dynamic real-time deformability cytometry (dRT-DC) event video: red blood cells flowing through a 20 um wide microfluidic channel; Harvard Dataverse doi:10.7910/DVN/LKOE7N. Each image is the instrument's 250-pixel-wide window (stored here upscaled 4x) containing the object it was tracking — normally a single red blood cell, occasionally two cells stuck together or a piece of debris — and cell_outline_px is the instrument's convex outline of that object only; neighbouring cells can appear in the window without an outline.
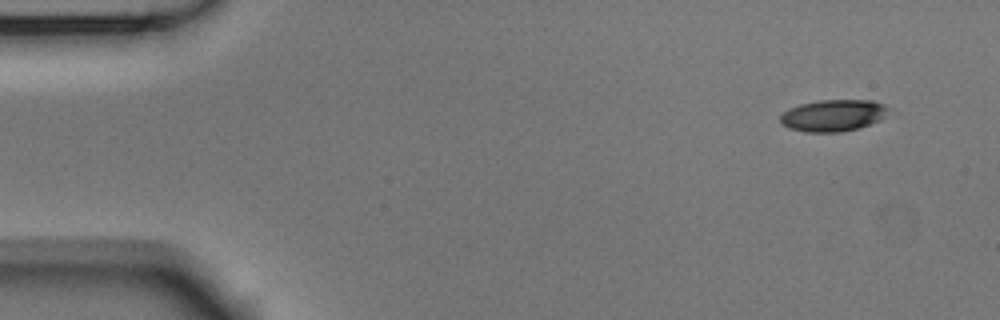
{"species": "Egyptian fruit bat (a non-hibernating species)", "species_latin": "Rousettus aegyptiacus", "temperature_condition": "room temperature", "stored_images_in_passage": 4, "camera_frame_rate_fps": 3000, "um_per_image_px": 0.085, "animal": {"sex": "male"}, "frame": {"image": 1, "passage_image": 1, "time_ms": 0.0, "image_size_px": [1000, 320], "cell_outline_px": [[888, 108], [884, 116], [880, 120], [856, 128], [840, 132], [804, 132], [788, 128], [780, 124], [780, 116], [788, 108], [800, 104], [820, 100], [872, 100], [884, 104]], "centroid_in_image_um": [70.76, 9.81], "position_along_channel_um": 14.2, "area_um2": 19.94}}
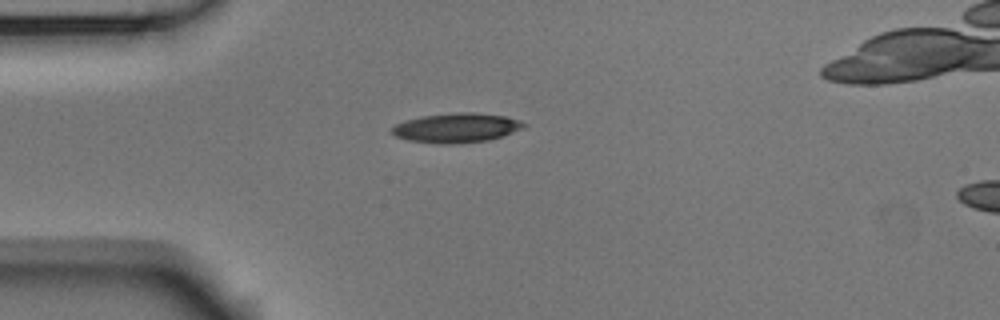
{"frame": {"image": 2, "passage_image": 4, "time_ms": 1.0, "image_size_px": [1000, 320], "cell_outline_px": [[528, 124], [524, 128], [504, 136], [488, 140], [460, 144], [440, 144], [408, 140], [396, 136], [392, 132], [392, 128], [396, 124], [404, 120], [424, 116], [456, 112], [472, 112], [504, 116], [520, 120]], "centroid_in_image_um": [38.84, 10.87], "position_along_channel_um": 46.2, "area_um2": 22.77}}